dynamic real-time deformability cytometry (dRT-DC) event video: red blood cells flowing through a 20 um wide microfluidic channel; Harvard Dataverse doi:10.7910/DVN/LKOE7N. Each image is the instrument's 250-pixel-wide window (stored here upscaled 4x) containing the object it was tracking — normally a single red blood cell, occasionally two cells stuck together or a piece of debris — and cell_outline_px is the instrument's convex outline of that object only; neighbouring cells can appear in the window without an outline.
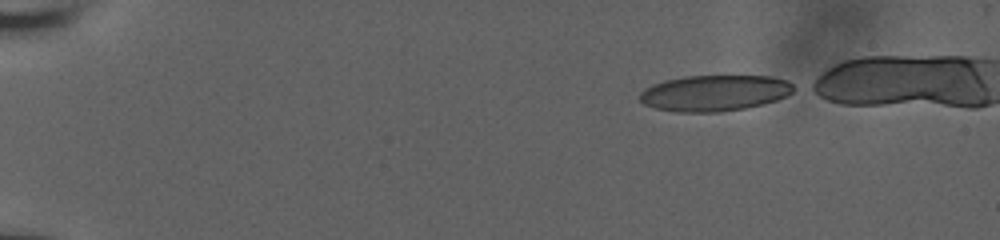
{"species": "human", "species_latin": "Homo sapiens", "temperature_condition": "room temperature", "stored_images_in_passage": 46, "camera_frame_rate_fps": 3000, "um_per_image_px": 0.085, "donor": {"sex": "male"}, "frame": {"image": 1, "passage_image": 1, "time_ms": 0.0, "image_size_px": [1000, 240], "cell_outline_px": [[800, 88], [776, 100], [744, 108], [720, 112], [676, 112], [656, 108], [644, 104], [640, 100], [640, 92], [644, 88], [652, 84], [664, 80], [684, 76], [772, 76], [788, 80], [796, 84]], "centroid_in_image_um": [60.76, 7.89], "position_along_channel_um": 24.2, "area_um2": 32.54}}
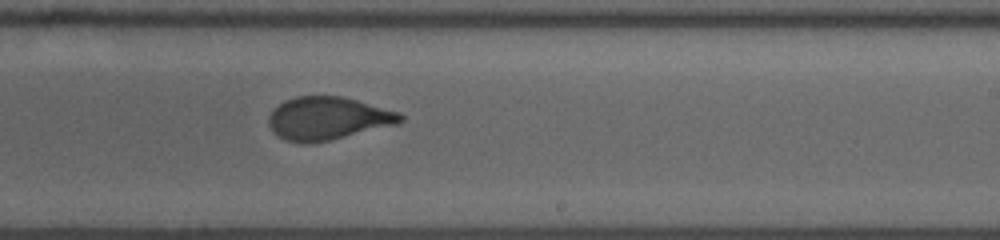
{"frame": {"image": 2, "passage_image": 29, "time_ms": 9.333, "image_size_px": [1000, 240], "cell_outline_px": [[404, 120], [400, 124], [312, 144], [304, 144], [284, 140], [272, 132], [268, 124], [268, 116], [272, 108], [284, 100], [296, 96], [340, 96], [356, 100], [400, 112], [404, 116]], "centroid_in_image_um": [27.84, 10.07], "position_along_channel_um": 261.2, "area_um2": 33.47}}
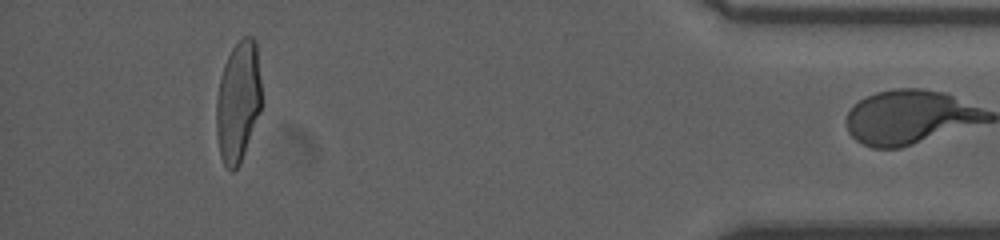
{"frame": {"image": 3, "passage_image": 45, "time_ms": 14.667, "image_size_px": [1000, 240], "cell_outline_px": [[260, 112], [240, 164], [232, 172], [224, 164], [220, 156], [216, 132], [216, 100], [220, 76], [224, 64], [232, 48], [244, 36], [252, 36], [256, 40], [260, 80]], "centroid_in_image_um": [20.22, 8.64], "position_along_channel_um": 415.0, "area_um2": 31.79}}